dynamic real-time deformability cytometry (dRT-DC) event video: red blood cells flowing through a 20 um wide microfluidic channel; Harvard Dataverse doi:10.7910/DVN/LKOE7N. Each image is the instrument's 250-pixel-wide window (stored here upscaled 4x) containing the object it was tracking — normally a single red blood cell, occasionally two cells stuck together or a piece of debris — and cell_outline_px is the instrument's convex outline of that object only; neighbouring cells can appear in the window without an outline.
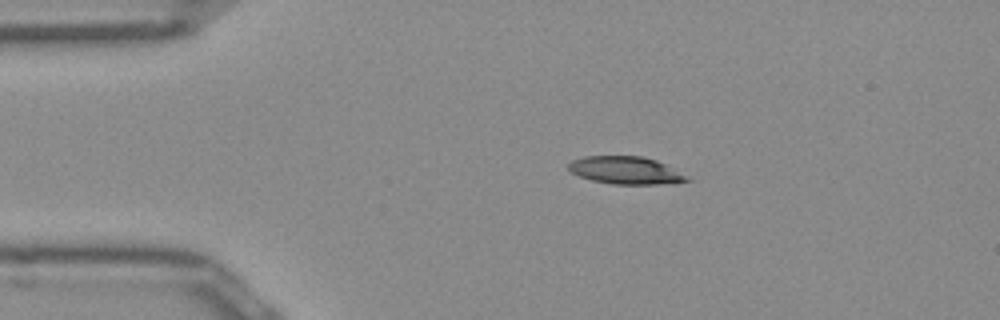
{"species": "Egyptian fruit bat (a non-hibernating species)", "species_latin": "Rousettus aegyptiacus", "temperature_condition": "room temperature", "stored_images_in_passage": 42, "camera_frame_rate_fps": 3000, "um_per_image_px": 0.085, "frame": {"image": 1, "passage_image": 1, "time_ms": 0.0, "image_size_px": [1000, 320], "cell_outline_px": [[692, 180], [656, 184], [612, 184], [592, 180], [580, 176], [572, 172], [568, 168], [568, 164], [572, 160], [584, 156], [640, 156], [656, 160], [664, 164]], "centroid_in_image_um": [53.11, 14.47], "position_along_channel_um": 31.9, "area_um2": 18.61}}
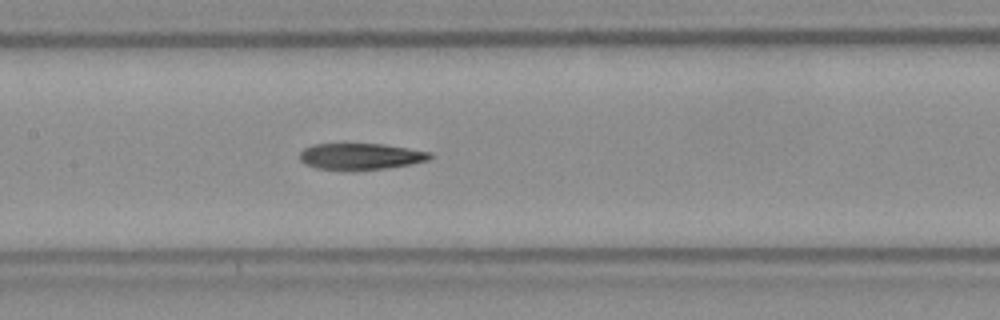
{"frame": {"image": 2, "passage_image": 15, "time_ms": 4.667, "image_size_px": [1000, 320], "cell_outline_px": [[432, 156], [428, 160], [408, 164], [384, 168], [352, 172], [316, 168], [300, 160], [300, 152], [304, 148], [312, 144], [384, 144], [432, 152]], "centroid_in_image_um": [30.63, 13.31], "position_along_channel_um": 176.8, "area_um2": 20.23}}
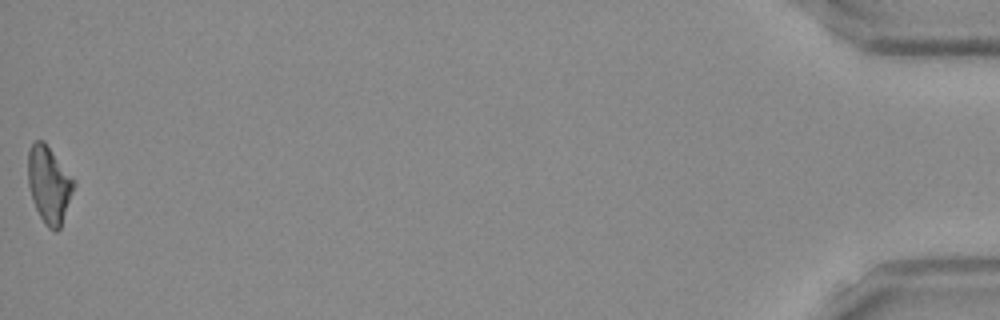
{"frame": {"image": 3, "passage_image": 42, "time_ms": 13.667, "image_size_px": [1000, 320], "cell_outline_px": [[76, 184], [60, 228], [56, 232], [48, 228], [40, 216], [32, 200], [28, 184], [28, 152], [32, 144], [36, 140], [44, 140], [76, 180]], "centroid_in_image_um": [4.19, 15.67], "position_along_channel_um": 431.0, "area_um2": 20.69}, "authors_computed_cell_mechanics": {"area_um2": 20.6924, "velocity_mm_per_s": 3.9863, "shape_relaxation_time_tau1_ms": 9.4461, "shape_relaxation_time_tau2_ms": 6.9792, "deformation_change_tau1": 0.2266, "deformation_change_tau2": 0.1838}}